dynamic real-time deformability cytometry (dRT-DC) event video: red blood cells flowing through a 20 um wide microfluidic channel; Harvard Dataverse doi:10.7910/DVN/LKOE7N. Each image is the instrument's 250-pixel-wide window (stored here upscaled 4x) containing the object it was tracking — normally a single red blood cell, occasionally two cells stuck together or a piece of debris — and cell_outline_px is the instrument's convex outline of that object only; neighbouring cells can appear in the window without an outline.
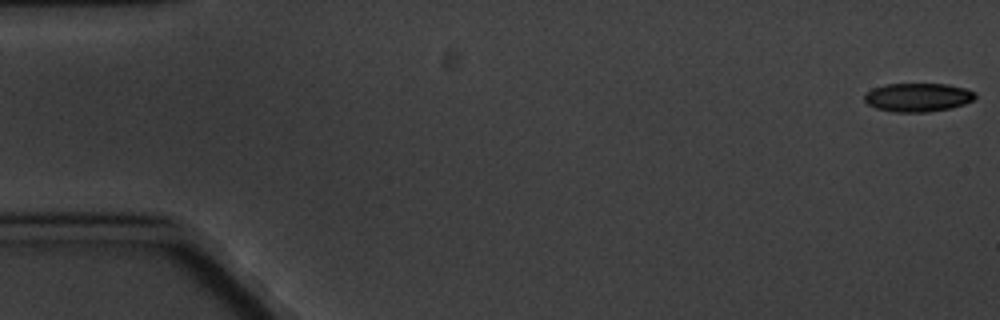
{"species": "common noctule bat (a hibernating species)", "species_latin": "Nyctalus noctula", "temperature_condition": "cold", "stored_images_in_passage": 6, "camera_frame_rate_fps": 3000, "um_per_image_px": 0.085, "animal": {"sex": "male", "body_mass_g": 20.1, "forearm_length_mm": 53.5}, "frame": {"image": 1, "passage_image": 1, "time_ms": 0.0, "image_size_px": [1000, 320], "cell_outline_px": [[976, 96], [972, 100], [964, 104], [948, 108], [928, 112], [892, 112], [876, 108], [868, 104], [864, 100], [864, 96], [872, 88], [884, 84], [948, 84], [964, 88], [976, 92]], "centroid_in_image_um": [78.0, 8.27], "position_along_channel_um": 7.0, "area_um2": 18.44}}
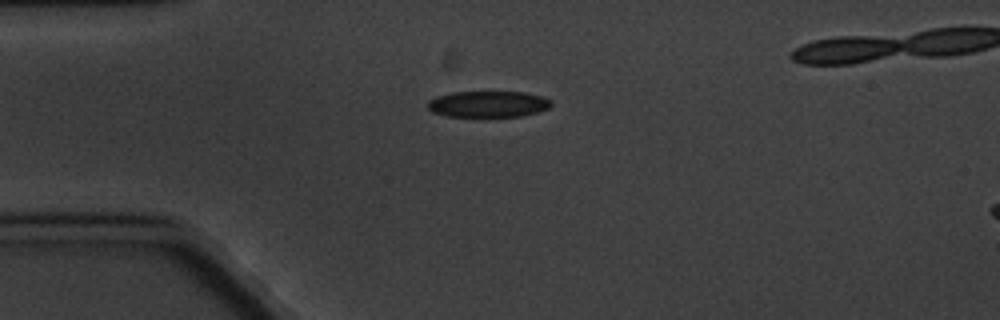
{"frame": {"image": 2, "passage_image": 5, "time_ms": 4.667, "image_size_px": [1000, 320], "cell_outline_px": [[552, 104], [548, 108], [536, 112], [520, 116], [448, 116], [432, 112], [428, 108], [428, 100], [436, 96], [452, 92], [524, 92], [544, 96], [552, 100]], "centroid_in_image_um": [41.5, 8.83], "position_along_channel_um": 43.5, "area_um2": 18.84}}